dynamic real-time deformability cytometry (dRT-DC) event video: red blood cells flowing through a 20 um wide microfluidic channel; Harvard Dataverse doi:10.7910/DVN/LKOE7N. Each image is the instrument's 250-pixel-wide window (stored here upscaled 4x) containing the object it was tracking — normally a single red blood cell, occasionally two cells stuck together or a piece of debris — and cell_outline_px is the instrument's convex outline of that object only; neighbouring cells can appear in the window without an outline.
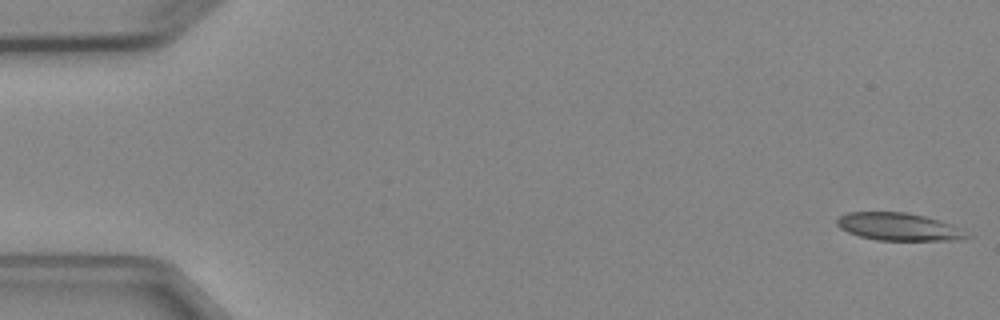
{"species": "Egyptian fruit bat (a non-hibernating species)", "species_latin": "Rousettus aegyptiacus", "temperature_condition": "cold", "stored_images_in_passage": 5, "camera_frame_rate_fps": 3000, "um_per_image_px": 0.085, "animal": {"sex": "female"}, "frame": {"image": 1, "passage_image": 1, "time_ms": 0.0, "image_size_px": [1000, 320], "cell_outline_px": [[976, 236], [964, 240], [876, 240], [860, 236], [848, 232], [840, 228], [836, 224], [836, 220], [840, 216], [848, 212], [908, 212], [924, 216], [952, 224]], "centroid_in_image_um": [76.47, 19.28], "position_along_channel_um": 8.5, "area_um2": 21.15}}